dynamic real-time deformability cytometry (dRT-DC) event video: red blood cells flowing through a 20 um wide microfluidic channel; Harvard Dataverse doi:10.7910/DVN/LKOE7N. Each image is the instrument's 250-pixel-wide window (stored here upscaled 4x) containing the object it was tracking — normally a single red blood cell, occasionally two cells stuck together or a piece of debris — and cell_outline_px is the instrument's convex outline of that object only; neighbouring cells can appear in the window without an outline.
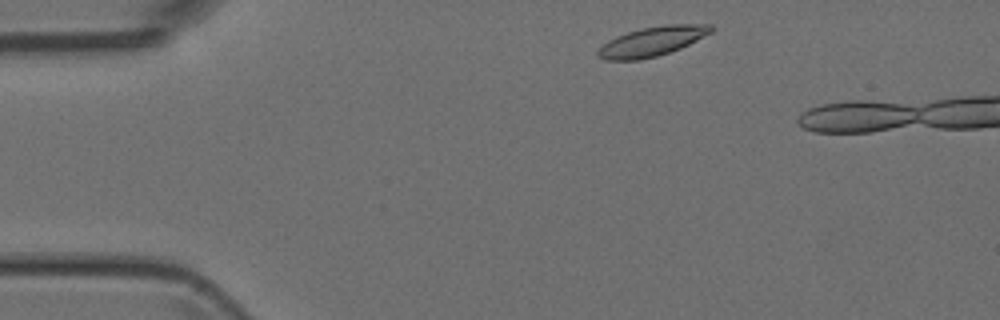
{"species": "Egyptian fruit bat (a non-hibernating species)", "species_latin": "Rousettus aegyptiacus", "temperature_condition": "room temperature", "stored_images_in_passage": 2, "camera_frame_rate_fps": 3000, "um_per_image_px": 0.085, "animal": {"sex": "female"}, "frame": {"image": 1, "passage_image": 1, "time_ms": 0.0, "image_size_px": [1000, 320], "cell_outline_px": [[716, 28], [712, 32], [680, 48], [656, 56], [640, 60], [604, 60], [596, 56], [596, 52], [608, 40], [616, 36], [640, 28], [668, 24], [712, 24]], "centroid_in_image_um": [55.43, 3.51], "position_along_channel_um": 29.6, "area_um2": 19.42}}